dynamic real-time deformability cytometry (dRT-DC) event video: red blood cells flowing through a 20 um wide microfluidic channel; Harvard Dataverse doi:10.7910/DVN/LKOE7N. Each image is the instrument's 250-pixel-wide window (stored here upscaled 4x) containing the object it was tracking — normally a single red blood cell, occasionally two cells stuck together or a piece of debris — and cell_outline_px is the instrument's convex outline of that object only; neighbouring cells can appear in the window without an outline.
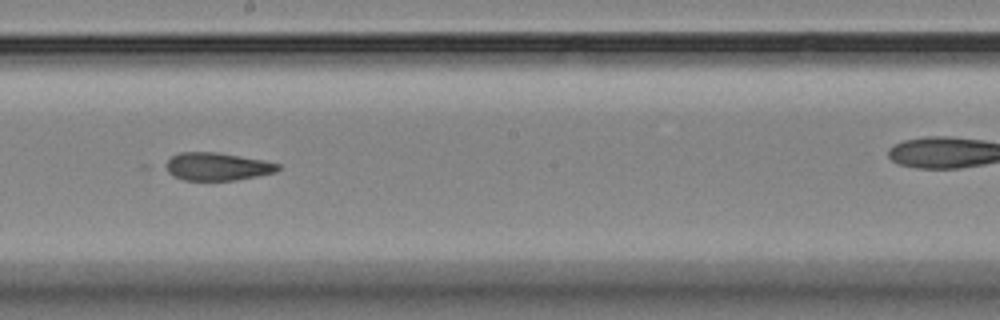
{"species": "Egyptian fruit bat (a non-hibernating species)", "species_latin": "Rousettus aegyptiacus", "temperature_condition": "room temperature", "stored_images_in_passage": 10, "camera_frame_rate_fps": 3000, "um_per_image_px": 0.085, "animal": {"sex": "female"}, "frame": {"image": 1, "passage_image": 5, "time_ms": 4.333, "image_size_px": [1000, 320], "cell_outline_px": [[280, 168], [276, 172], [236, 180], [184, 180], [172, 176], [160, 168], [172, 156], [180, 152], [216, 152], [264, 160], [280, 164]], "centroid_in_image_um": [18.39, 14.16], "position_along_channel_um": 229.8, "area_um2": 18.44}}